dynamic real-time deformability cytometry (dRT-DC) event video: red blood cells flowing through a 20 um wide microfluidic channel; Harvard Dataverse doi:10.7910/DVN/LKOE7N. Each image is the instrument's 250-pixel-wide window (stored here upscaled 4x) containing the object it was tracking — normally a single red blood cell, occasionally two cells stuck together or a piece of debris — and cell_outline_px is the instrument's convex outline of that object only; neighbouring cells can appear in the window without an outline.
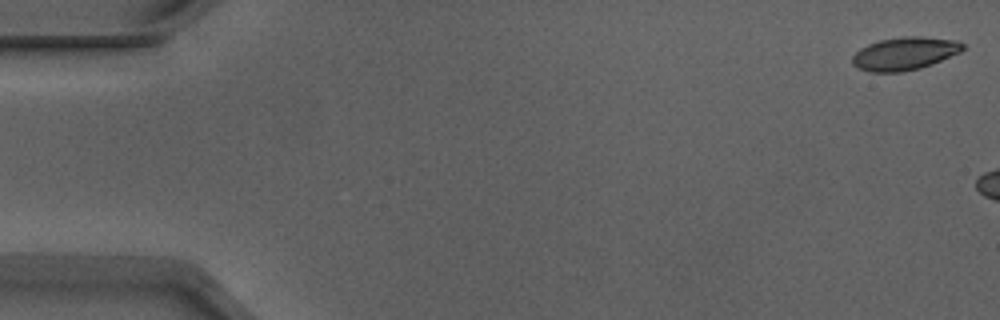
{"species": "Egyptian fruit bat (a non-hibernating species)", "species_latin": "Rousettus aegyptiacus", "temperature_condition": "warm", "stored_images_in_passage": 6, "camera_frame_rate_fps": 3000, "um_per_image_px": 0.085, "animal": {"sex": "male"}, "frame": {"image": 1, "passage_image": 1, "time_ms": 0.0, "image_size_px": [1000, 320], "cell_outline_px": [[964, 48], [960, 52], [932, 64], [920, 68], [900, 72], [868, 72], [852, 64], [852, 56], [860, 48], [868, 44], [880, 40], [904, 36], [924, 36], [956, 40], [964, 44]], "centroid_in_image_um": [76.89, 4.55], "position_along_channel_um": 8.1, "area_um2": 21.21}}